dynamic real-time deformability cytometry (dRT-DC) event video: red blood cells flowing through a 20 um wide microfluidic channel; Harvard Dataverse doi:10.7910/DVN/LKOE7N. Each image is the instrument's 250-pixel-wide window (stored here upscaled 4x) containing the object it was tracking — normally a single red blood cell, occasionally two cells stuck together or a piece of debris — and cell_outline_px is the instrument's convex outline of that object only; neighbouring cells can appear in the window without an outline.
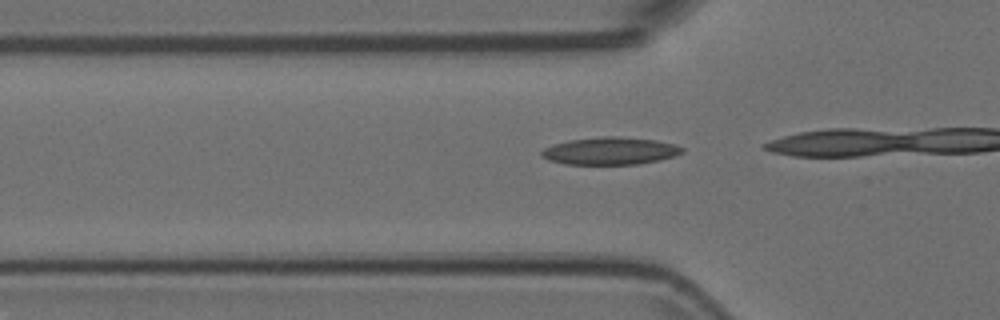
{"species": "Egyptian fruit bat (a non-hibernating species)", "species_latin": "Rousettus aegyptiacus", "temperature_condition": "room temperature", "stored_images_in_passage": 16, "camera_frame_rate_fps": 3000, "um_per_image_px": 0.085, "animal": {"sex": "female"}, "frame": {"image": 1, "passage_image": 13, "time_ms": 4.0, "image_size_px": [1000, 320], "cell_outline_px": [[684, 152], [676, 156], [660, 160], [640, 164], [564, 164], [548, 160], [540, 156], [540, 152], [544, 148], [552, 144], [568, 140], [604, 136], [616, 136], [656, 140], [676, 144], [684, 148]], "centroid_in_image_um": [51.87, 12.83], "position_along_channel_um": 73.9, "area_um2": 22.77}}